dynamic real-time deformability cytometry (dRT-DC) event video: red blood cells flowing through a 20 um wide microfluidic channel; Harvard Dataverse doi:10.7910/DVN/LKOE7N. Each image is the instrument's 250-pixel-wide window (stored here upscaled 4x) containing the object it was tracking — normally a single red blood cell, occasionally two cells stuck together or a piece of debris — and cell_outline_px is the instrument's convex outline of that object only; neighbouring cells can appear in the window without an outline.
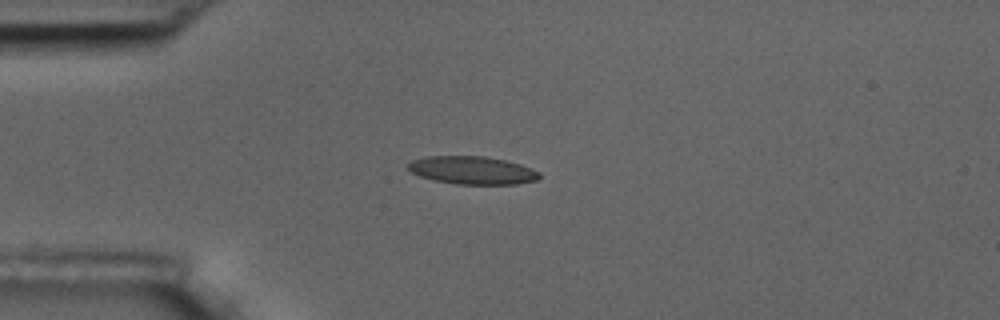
{"species": "common noctule bat (a hibernating species)", "species_latin": "Nyctalus noctula", "temperature_condition": "room temperature", "stored_images_in_passage": 12, "camera_frame_rate_fps": 3000, "um_per_image_px": 0.085, "animal": {"sex": "male", "body_mass_g": 17.5, "forearm_length_mm": 52.3}, "frame": {"image": 1, "passage_image": 3, "time_ms": 3.333, "image_size_px": [1000, 320], "cell_outline_px": [[540, 176], [536, 180], [516, 184], [456, 184], [436, 180], [420, 176], [412, 172], [408, 168], [408, 164], [412, 160], [424, 156], [484, 156], [504, 160], [520, 164], [540, 172]], "centroid_in_image_um": [40.14, 14.47], "position_along_channel_um": 44.9, "area_um2": 21.21}}
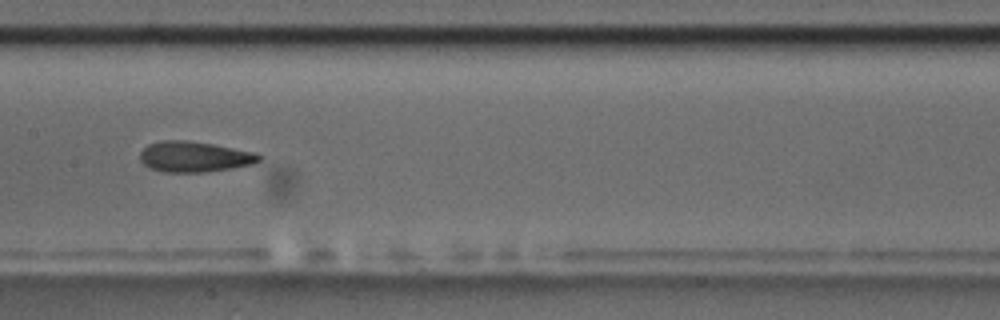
{"frame": {"image": 2, "passage_image": 7, "time_ms": 8.0, "image_size_px": [1000, 320], "cell_outline_px": [[264, 156], [260, 160], [252, 164], [232, 168], [204, 172], [164, 172], [152, 168], [144, 164], [140, 160], [140, 152], [148, 144], [160, 140], [188, 140], [212, 144], [256, 152]], "centroid_in_image_um": [16.54, 13.31], "position_along_channel_um": 190.9, "area_um2": 21.27}}
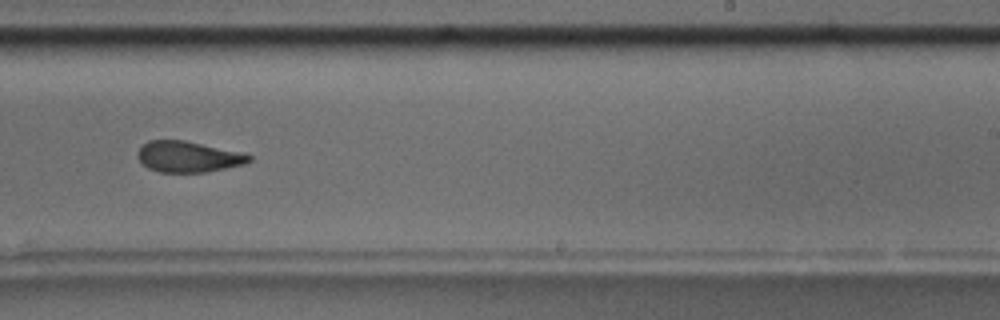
{"frame": {"image": 3, "passage_image": 9, "time_ms": 10.333, "image_size_px": [1000, 320], "cell_outline_px": [[252, 160], [244, 164], [204, 172], [160, 172], [148, 168], [136, 156], [136, 152], [148, 140], [184, 140], [240, 152], [252, 156]], "centroid_in_image_um": [15.97, 13.32], "position_along_channel_um": 273.0, "area_um2": 19.88}, "authors_computed_cell_mechanics": {"area_um2": 21.1837, "velocity_mm_per_s": 3.5324, "shape_relaxation_time_tau1_ms": 6.4167, "shape_relaxation_time_tau2_ms": 2.3598, "deformation_change_tau1": 0.1667, "deformation_change_tau2": 0.0823}}